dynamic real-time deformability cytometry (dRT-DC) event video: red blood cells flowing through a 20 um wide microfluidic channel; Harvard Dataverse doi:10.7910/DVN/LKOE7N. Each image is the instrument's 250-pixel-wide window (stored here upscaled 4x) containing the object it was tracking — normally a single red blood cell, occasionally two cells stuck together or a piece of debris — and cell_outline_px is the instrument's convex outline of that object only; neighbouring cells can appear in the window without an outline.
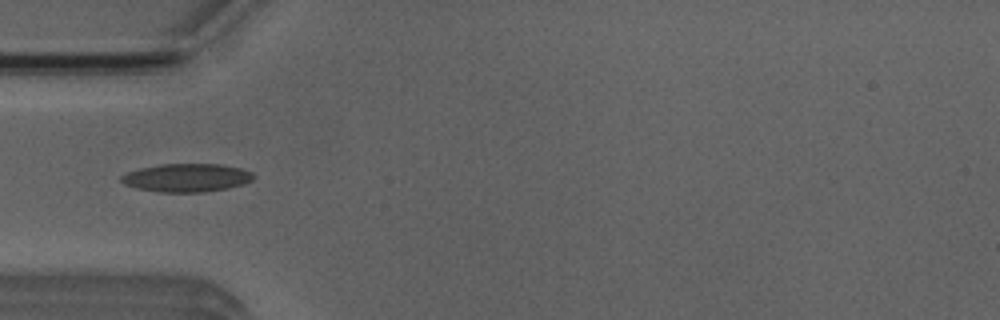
{"species": "Egyptian fruit bat (a non-hibernating species)", "species_latin": "Rousettus aegyptiacus", "temperature_condition": "room temperature", "stored_images_in_passage": 1, "camera_frame_rate_fps": 3000, "um_per_image_px": 0.085, "animal": {"sex": "male"}, "frame": {"image": 1, "passage_image": 1, "time_ms": 0.0, "image_size_px": [1000, 320], "cell_outline_px": [[256, 176], [252, 180], [244, 184], [228, 188], [204, 192], [160, 192], [136, 188], [124, 184], [120, 180], [120, 176], [128, 172], [140, 168], [160, 164], [220, 164], [240, 168], [252, 172]], "centroid_in_image_um": [15.88, 15.11], "position_along_channel_um": 69.1, "area_um2": 21.85}}